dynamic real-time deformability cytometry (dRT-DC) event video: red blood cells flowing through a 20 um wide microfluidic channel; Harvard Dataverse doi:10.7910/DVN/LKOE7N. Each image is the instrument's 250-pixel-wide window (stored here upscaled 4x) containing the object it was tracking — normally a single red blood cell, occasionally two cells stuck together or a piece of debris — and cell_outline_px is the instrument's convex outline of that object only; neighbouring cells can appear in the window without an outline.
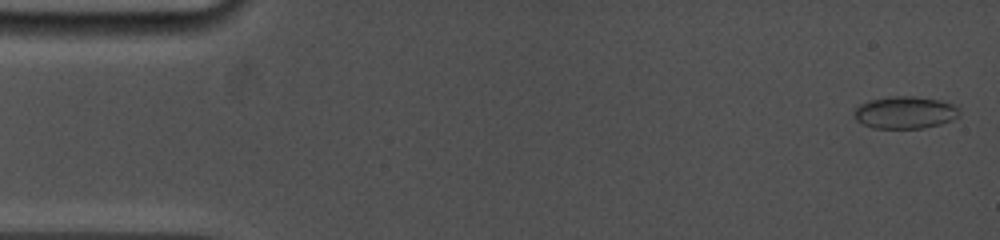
{"species": "common noctule bat (a hibernating species)", "species_latin": "Nyctalus noctula", "temperature_condition": "cold", "stored_images_in_passage": 5, "camera_frame_rate_fps": 5000, "um_per_image_px": 0.085, "animal": {"sex": "female", "body_mass_g": 19.0, "forearm_length_mm": 53.3}, "frame": {"image": 1, "passage_image": 1, "time_ms": 0.0, "image_size_px": [1000, 240], "cell_outline_px": [[960, 116], [952, 120], [940, 124], [924, 128], [872, 128], [856, 120], [852, 112], [860, 104], [868, 100], [888, 96], [912, 96], [940, 100], [952, 104], [960, 108]], "centroid_in_image_um": [76.93, 9.56], "position_along_channel_um": 8.1, "area_um2": 20.0}}